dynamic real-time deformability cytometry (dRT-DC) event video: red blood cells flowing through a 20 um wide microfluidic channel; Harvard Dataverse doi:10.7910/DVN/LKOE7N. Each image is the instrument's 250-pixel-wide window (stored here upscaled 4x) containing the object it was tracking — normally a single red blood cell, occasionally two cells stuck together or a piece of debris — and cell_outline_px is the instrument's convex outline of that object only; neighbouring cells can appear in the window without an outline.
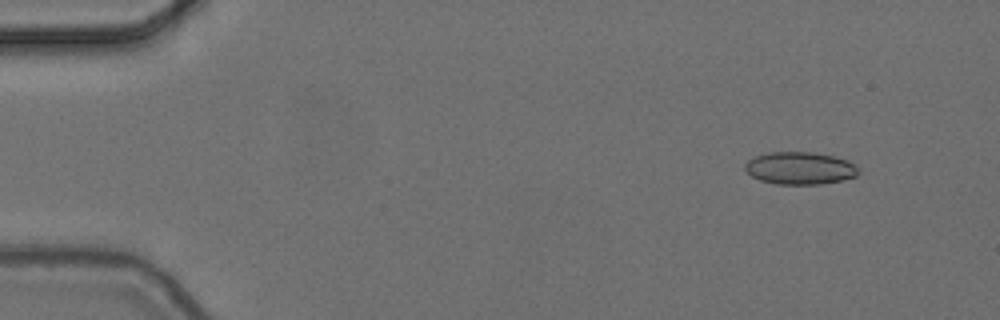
{"species": "common noctule bat (a hibernating species)", "species_latin": "Nyctalus noctula", "temperature_condition": "cold", "stored_images_in_passage": 4, "camera_frame_rate_fps": 3000, "um_per_image_px": 0.085, "animal": {"sex": "female", "body_mass_g": 24.6, "forearm_length_mm": 56.2}, "frame": {"image": 1, "passage_image": 1, "time_ms": 0.0, "image_size_px": [1000, 320], "cell_outline_px": [[860, 172], [856, 176], [844, 180], [820, 184], [776, 184], [760, 180], [752, 176], [744, 168], [744, 164], [748, 160], [756, 156], [768, 152], [812, 152], [832, 156], [848, 160]], "centroid_in_image_um": [67.98, 14.3], "position_along_channel_um": 17.0, "area_um2": 21.39}}
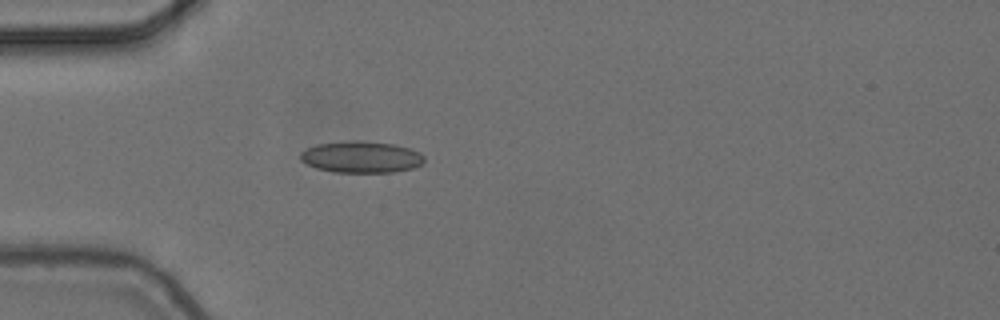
{"frame": {"image": 2, "passage_image": 4, "time_ms": 1.0, "image_size_px": [1000, 320], "cell_outline_px": [[424, 164], [412, 168], [396, 172], [332, 172], [316, 168], [300, 160], [300, 152], [316, 144], [352, 140], [356, 140], [396, 144], [412, 148], [420, 152], [424, 156]], "centroid_in_image_um": [30.74, 13.34], "position_along_channel_um": 54.3, "area_um2": 23.06}}